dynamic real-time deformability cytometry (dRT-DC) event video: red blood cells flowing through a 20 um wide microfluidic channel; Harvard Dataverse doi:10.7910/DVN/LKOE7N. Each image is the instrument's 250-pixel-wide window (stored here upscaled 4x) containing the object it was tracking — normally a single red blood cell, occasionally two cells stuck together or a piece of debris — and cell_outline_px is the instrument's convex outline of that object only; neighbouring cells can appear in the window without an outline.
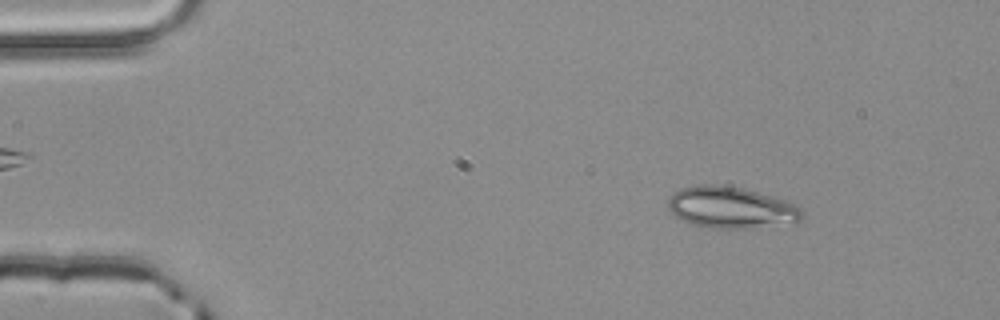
{"species": "common noctule bat (a hibernating species)", "species_latin": "Nyctalus noctula", "temperature_condition": "room temperature", "stored_images_in_passage": 3, "camera_frame_rate_fps": 3000, "um_per_image_px": 0.085, "animal": {"sex": "male", "body_mass_g": 20.4}, "frame": {"image": 1, "passage_image": 1, "time_ms": 0.0, "image_size_px": [1000, 320], "cell_outline_px": [[804, 216], [800, 220], [748, 228], [708, 228], [692, 224], [676, 216], [668, 208], [668, 196], [672, 192], [684, 188], [700, 184], [712, 184], [740, 188], [788, 200], [796, 204], [804, 212]], "centroid_in_image_um": [62.11, 17.63], "position_along_channel_um": 22.9, "area_um2": 32.02}}